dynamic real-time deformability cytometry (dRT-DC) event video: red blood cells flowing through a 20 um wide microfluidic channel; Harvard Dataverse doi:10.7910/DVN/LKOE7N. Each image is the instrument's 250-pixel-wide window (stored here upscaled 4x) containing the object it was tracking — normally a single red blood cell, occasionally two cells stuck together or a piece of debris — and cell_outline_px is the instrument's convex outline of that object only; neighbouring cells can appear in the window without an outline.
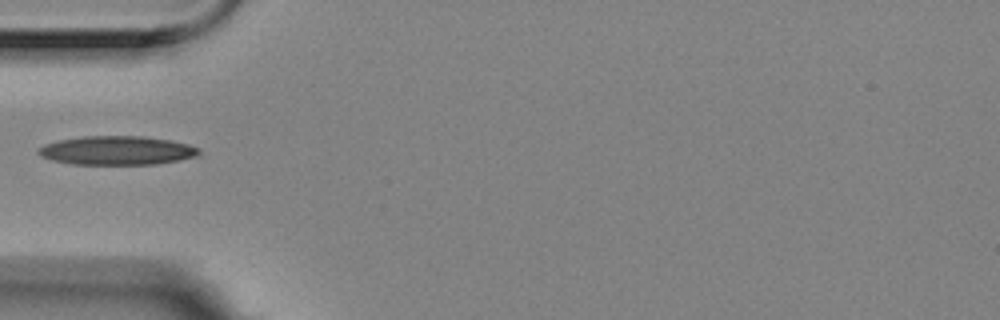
{"species": "Egyptian fruit bat (a non-hibernating species)", "species_latin": "Rousettus aegyptiacus", "temperature_condition": "room temperature", "stored_images_in_passage": 9, "camera_frame_rate_fps": 3000, "um_per_image_px": 0.085, "animal": {"sex": "female"}, "frame": {"image": 1, "passage_image": 1, "time_ms": 0.0, "image_size_px": [1000, 320], "cell_outline_px": [[200, 156], [180, 160], [156, 164], [72, 164], [52, 160], [40, 156], [36, 152], [44, 144], [56, 140], [84, 136], [144, 136], [172, 140], [188, 144], [200, 148]], "centroid_in_image_um": [9.97, 12.78], "position_along_channel_um": 75.0, "area_um2": 27.28}}
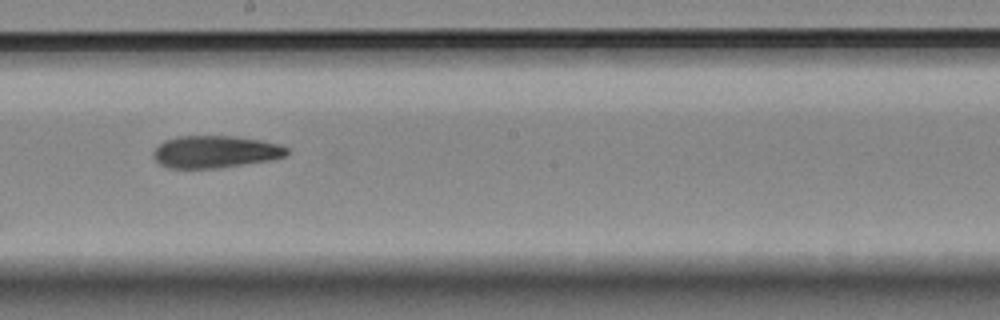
{"frame": {"image": 2, "passage_image": 5, "time_ms": 1.333, "image_size_px": [1000, 320], "cell_outline_px": [[288, 156], [272, 160], [216, 168], [168, 168], [160, 164], [152, 156], [152, 152], [164, 140], [176, 136], [236, 136], [260, 140], [280, 144], [288, 148]], "centroid_in_image_um": [18.31, 12.9], "position_along_channel_um": 229.9, "area_um2": 25.26}}
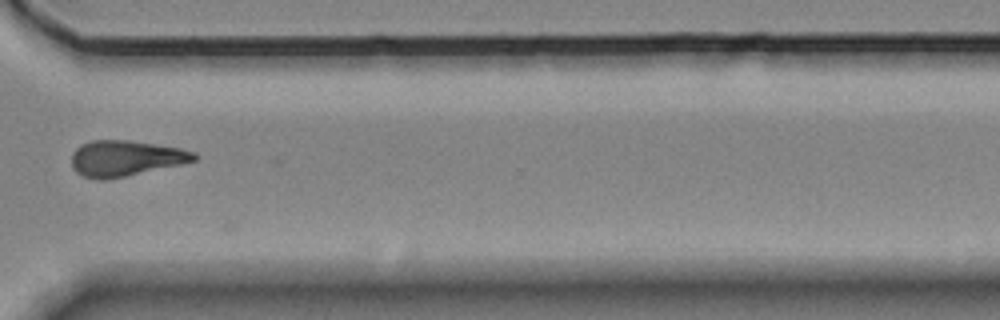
{"frame": {"image": 3, "passage_image": 8, "time_ms": 2.333, "image_size_px": [1000, 320], "cell_outline_px": [[196, 160], [180, 164], [124, 176], [104, 180], [100, 180], [84, 176], [76, 172], [72, 168], [72, 152], [80, 144], [92, 140], [128, 140], [180, 148], [196, 152]], "centroid_in_image_um": [10.62, 13.44], "position_along_channel_um": 360.0, "area_um2": 25.26}}